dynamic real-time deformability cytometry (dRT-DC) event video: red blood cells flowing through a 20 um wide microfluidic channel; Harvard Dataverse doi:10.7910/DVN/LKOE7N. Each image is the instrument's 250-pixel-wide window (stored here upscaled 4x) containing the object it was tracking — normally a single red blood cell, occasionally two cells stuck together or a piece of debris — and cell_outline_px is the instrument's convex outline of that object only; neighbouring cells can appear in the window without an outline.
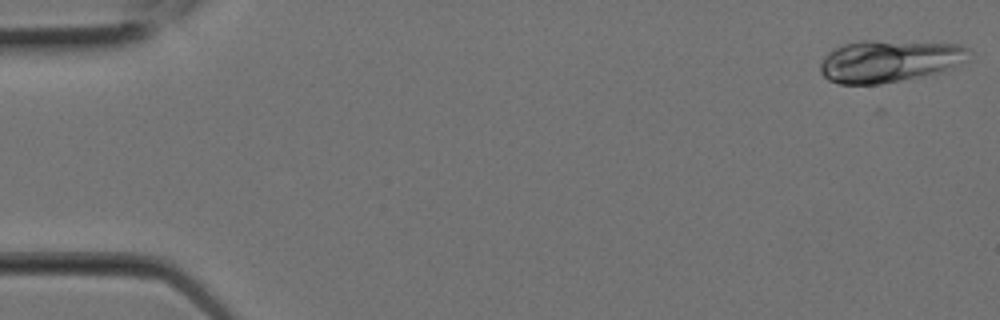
{"species": "Egyptian fruit bat (a non-hibernating species)", "species_latin": "Rousettus aegyptiacus", "temperature_condition": "room temperature", "stored_images_in_passage": 8, "camera_frame_rate_fps": 3000, "um_per_image_px": 0.085, "animal": {"sex": "female"}, "frame": {"image": 1, "passage_image": 1, "time_ms": 0.0, "image_size_px": [1000, 320], "cell_outline_px": [[968, 60], [952, 68], [940, 72], [924, 76], [880, 84], [840, 84], [828, 80], [820, 72], [820, 64], [824, 56], [828, 52], [844, 44], [860, 40], [872, 40], [960, 44], [968, 48]], "centroid_in_image_um": [75.59, 5.19], "position_along_channel_um": 9.4, "area_um2": 36.7}}